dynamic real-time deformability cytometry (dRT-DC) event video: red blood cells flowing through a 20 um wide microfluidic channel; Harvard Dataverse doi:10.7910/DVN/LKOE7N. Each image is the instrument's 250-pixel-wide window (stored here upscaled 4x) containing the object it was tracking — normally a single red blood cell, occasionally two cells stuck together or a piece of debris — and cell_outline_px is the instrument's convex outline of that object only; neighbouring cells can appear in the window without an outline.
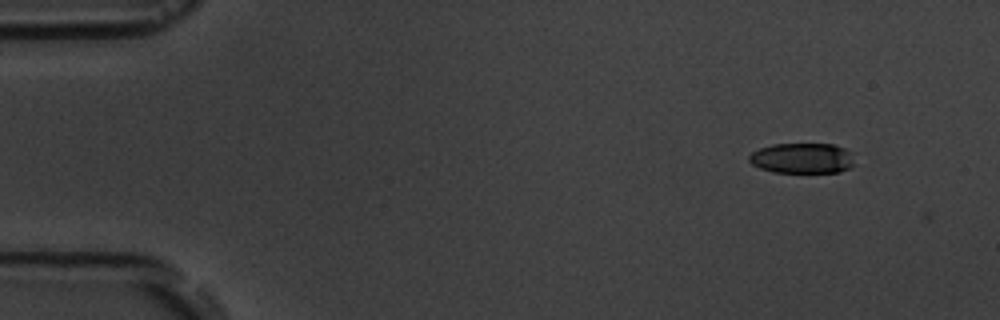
{"species": "common noctule bat (a hibernating species)", "species_latin": "Nyctalus noctula", "temperature_condition": "room temperature", "stored_images_in_passage": 2, "camera_frame_rate_fps": 3000, "um_per_image_px": 0.085, "animal": {"sex": "male", "body_mass_g": 19.5, "forearm_length_mm": 54.6}, "frame": {"image": 1, "passage_image": 1, "time_ms": 0.0, "image_size_px": [1000, 320], "cell_outline_px": [[852, 164], [848, 168], [840, 172], [772, 172], [760, 168], [752, 164], [748, 160], [748, 156], [752, 152], [760, 148], [772, 144], [832, 144], [844, 148], [852, 152]], "centroid_in_image_um": [68.16, 13.44], "position_along_channel_um": 16.8, "area_um2": 18.61}}